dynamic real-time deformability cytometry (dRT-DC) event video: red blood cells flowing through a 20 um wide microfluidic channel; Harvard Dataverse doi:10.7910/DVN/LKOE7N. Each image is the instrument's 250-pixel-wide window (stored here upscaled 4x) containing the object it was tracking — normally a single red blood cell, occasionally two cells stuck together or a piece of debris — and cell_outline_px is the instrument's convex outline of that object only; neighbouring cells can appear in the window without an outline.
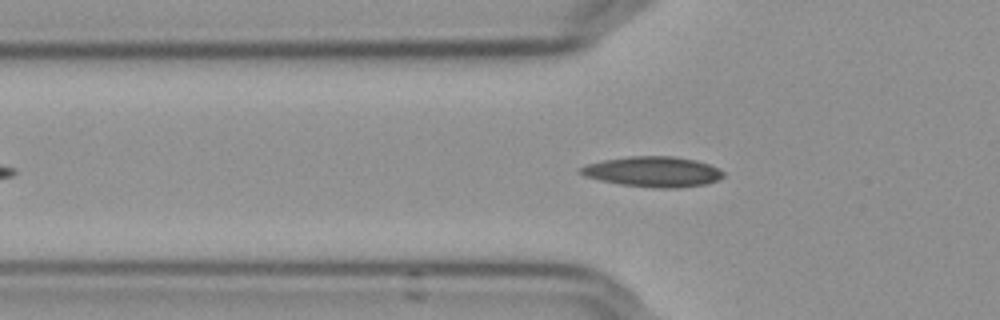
{"species": "Egyptian fruit bat (a non-hibernating species)", "species_latin": "Rousettus aegyptiacus", "temperature_condition": "cold", "stored_images_in_passage": 42, "camera_frame_rate_fps": 3000, "um_per_image_px": 0.085, "frame": {"image": 1, "passage_image": 9, "time_ms": 2.667, "image_size_px": [1000, 320], "cell_outline_px": [[724, 176], [716, 180], [704, 184], [676, 188], [656, 188], [620, 184], [600, 180], [584, 176], [576, 172], [580, 168], [588, 164], [604, 160], [628, 156], [672, 156], [696, 160], [708, 164], [724, 172]], "centroid_in_image_um": [55.47, 14.59], "position_along_channel_um": 70.3, "area_um2": 25.09}}
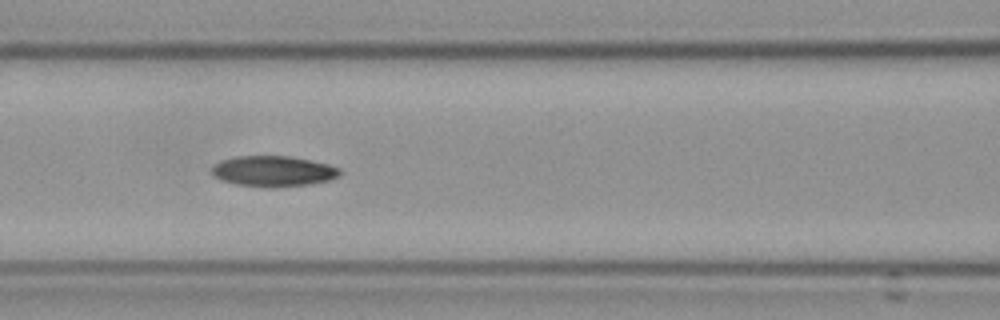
{"frame": {"image": 2, "passage_image": 15, "time_ms": 4.667, "image_size_px": [1000, 320], "cell_outline_px": [[340, 176], [328, 180], [308, 184], [272, 188], [268, 188], [236, 184], [220, 180], [212, 172], [212, 164], [220, 160], [236, 156], [292, 156], [328, 164], [340, 168]], "centroid_in_image_um": [23.21, 14.55], "position_along_channel_um": 143.4, "area_um2": 23.0}}
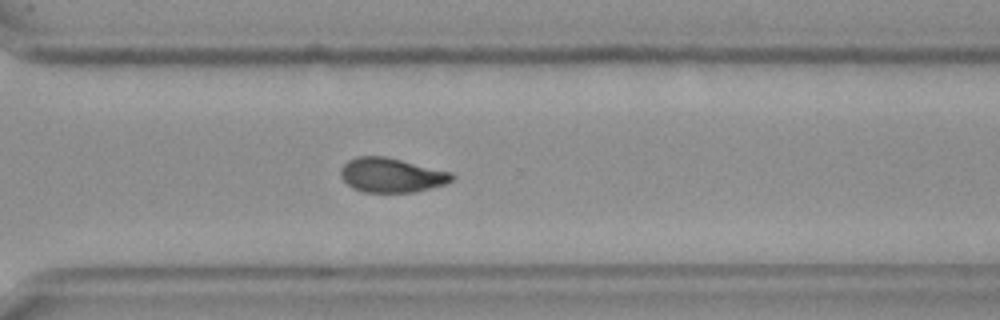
{"frame": {"image": 3, "passage_image": 31, "time_ms": 10.0, "image_size_px": [1000, 320], "cell_outline_px": [[456, 176], [452, 180], [444, 184], [412, 192], [364, 192], [352, 188], [340, 176], [340, 168], [348, 160], [356, 156], [384, 156], [452, 172]], "centroid_in_image_um": [33.25, 14.88], "position_along_channel_um": 337.4, "area_um2": 22.2}, "authors_computed_cell_mechanics": {"area_um2": 22.6287, "velocity_mm_per_s": 3.6437, "shape_relaxation_time_tau1_ms": 7.0082, "shape_relaxation_time_tau2_ms": 5.4292, "deformation_change_tau1": 0.1744, "deformation_change_tau2": 0.11}}